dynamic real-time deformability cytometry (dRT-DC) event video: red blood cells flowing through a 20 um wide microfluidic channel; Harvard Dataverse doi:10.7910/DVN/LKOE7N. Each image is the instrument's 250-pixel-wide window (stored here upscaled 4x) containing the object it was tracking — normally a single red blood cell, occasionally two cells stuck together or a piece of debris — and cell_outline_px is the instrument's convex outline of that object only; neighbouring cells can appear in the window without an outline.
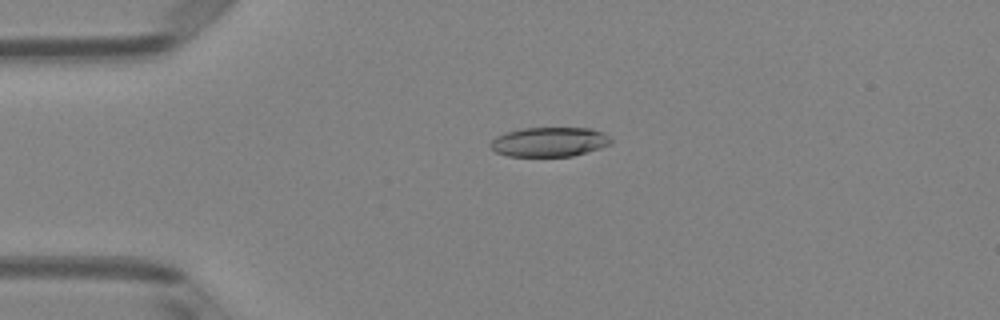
{"species": "Egyptian fruit bat (a non-hibernating species)", "species_latin": "Rousettus aegyptiacus", "temperature_condition": "room temperature", "stored_images_in_passage": 42, "camera_frame_rate_fps": 3000, "um_per_image_px": 0.085, "animal": {"sex": "female"}, "frame": {"image": 1, "passage_image": 4, "time_ms": 1.0, "image_size_px": [1000, 320], "cell_outline_px": [[612, 144], [600, 148], [572, 156], [508, 156], [496, 152], [488, 144], [496, 136], [504, 132], [524, 128], [588, 128], [604, 132], [612, 140]], "centroid_in_image_um": [46.69, 12.06], "position_along_channel_um": 38.3, "area_um2": 20.75}}
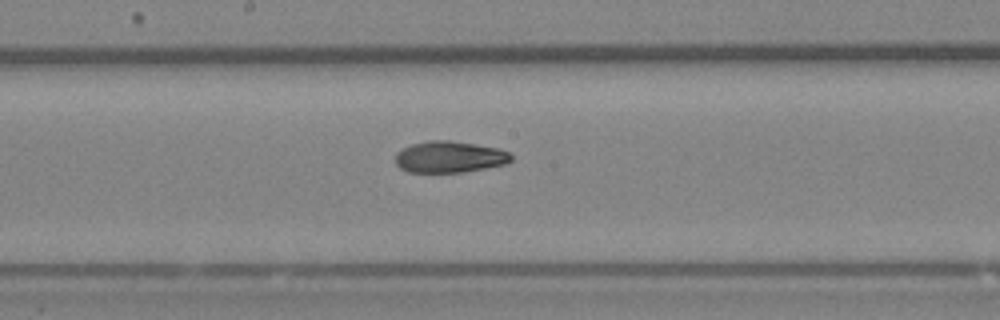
{"frame": {"image": 2, "passage_image": 19, "time_ms": 6.0, "image_size_px": [1000, 320], "cell_outline_px": [[512, 160], [504, 164], [464, 172], [408, 172], [400, 168], [396, 164], [396, 152], [412, 144], [428, 140], [448, 140], [496, 148], [508, 152], [512, 156]], "centroid_in_image_um": [38.17, 13.34], "position_along_channel_um": 210.0, "area_um2": 20.98}}
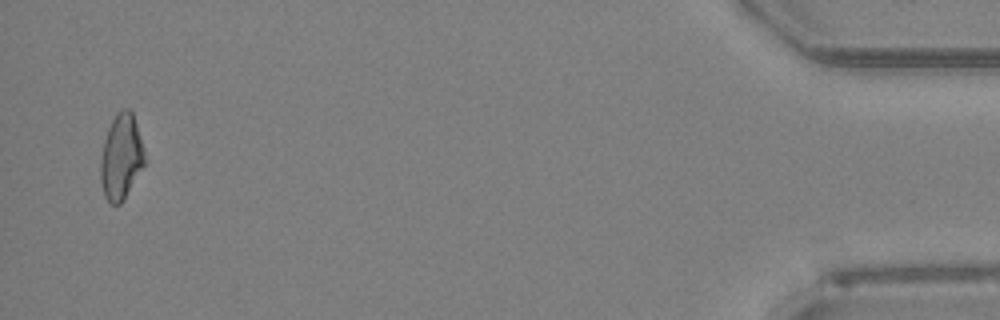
{"frame": {"image": 3, "passage_image": 41, "time_ms": 13.333, "image_size_px": [1000, 320], "cell_outline_px": [[144, 164], [120, 204], [112, 204], [104, 196], [100, 180], [100, 160], [104, 140], [108, 128], [116, 112], [124, 108], [128, 108], [132, 112], [136, 124], [144, 152]], "centroid_in_image_um": [10.26, 13.31], "position_along_channel_um": 424.9, "area_um2": 21.5}, "authors_computed_cell_mechanics": {"area_um2": 21.6172, "velocity_mm_per_s": 4.0866, "shape_relaxation_time_tau1_ms": 6.4392, "shape_relaxation_time_tau2_ms": 3.2786, "deformation_change_tau1": 0.1663, "deformation_change_tau2": 0.1017}}